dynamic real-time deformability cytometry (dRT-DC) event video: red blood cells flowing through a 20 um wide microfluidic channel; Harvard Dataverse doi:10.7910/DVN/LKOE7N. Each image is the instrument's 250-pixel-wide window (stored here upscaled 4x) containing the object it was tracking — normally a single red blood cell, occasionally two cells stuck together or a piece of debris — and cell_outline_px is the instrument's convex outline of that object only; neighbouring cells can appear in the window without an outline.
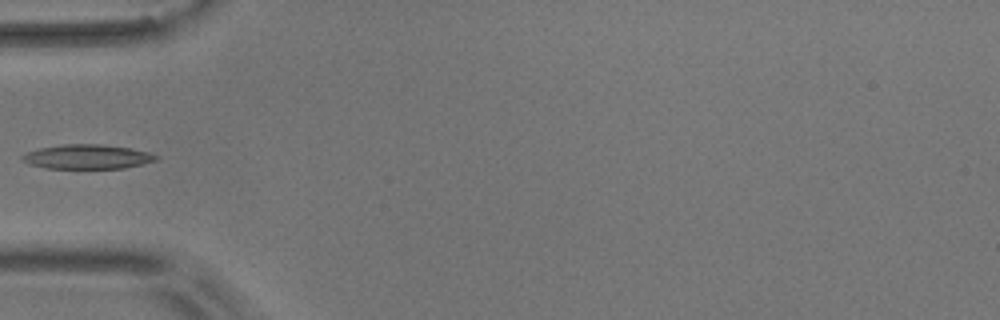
{"species": "common noctule bat (a hibernating species)", "species_latin": "Nyctalus noctula", "temperature_condition": "room temperature", "stored_images_in_passage": 6, "camera_frame_rate_fps": 3000, "um_per_image_px": 0.085, "animal": {"sex": "male", "body_mass_g": 17.9}, "frame": {"image": 1, "passage_image": 6, "time_ms": 5.667, "image_size_px": [1000, 320], "cell_outline_px": [[160, 160], [124, 168], [44, 168], [28, 164], [20, 160], [20, 156], [24, 152], [40, 148], [64, 144], [104, 144], [128, 148], [148, 152], [160, 156]], "centroid_in_image_um": [7.39, 13.32], "position_along_channel_um": 77.6, "area_um2": 19.25}}